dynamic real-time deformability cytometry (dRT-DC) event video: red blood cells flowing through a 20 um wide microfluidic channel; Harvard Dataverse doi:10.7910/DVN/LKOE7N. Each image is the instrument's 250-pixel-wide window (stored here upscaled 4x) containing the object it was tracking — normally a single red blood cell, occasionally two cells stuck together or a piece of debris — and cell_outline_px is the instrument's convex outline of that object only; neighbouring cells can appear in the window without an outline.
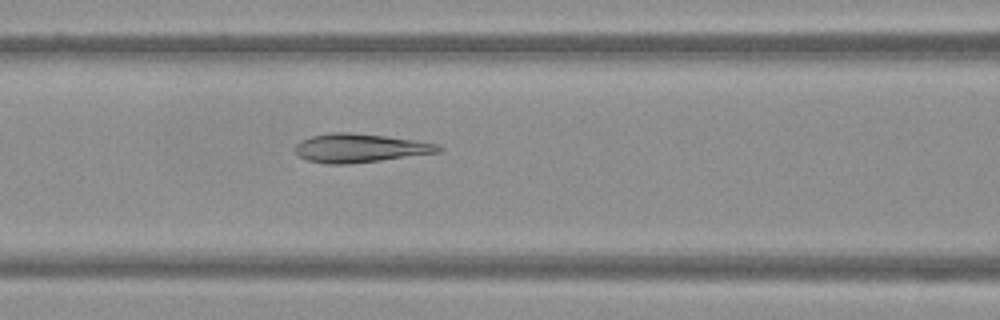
{"species": "Egyptian fruit bat (a non-hibernating species)", "species_latin": "Rousettus aegyptiacus", "temperature_condition": "warm", "stored_images_in_passage": 50, "camera_frame_rate_fps": 3000, "um_per_image_px": 0.085, "frame": {"image": 1, "passage_image": 21, "time_ms": 6.667, "image_size_px": [1000, 320], "cell_outline_px": [[444, 148], [440, 152], [380, 160], [348, 164], [324, 164], [308, 160], [300, 156], [296, 152], [296, 144], [300, 140], [312, 136], [328, 132], [348, 132], [384, 136], [440, 144]], "centroid_in_image_um": [30.58, 12.58], "position_along_channel_um": 136.0, "area_um2": 23.81}}
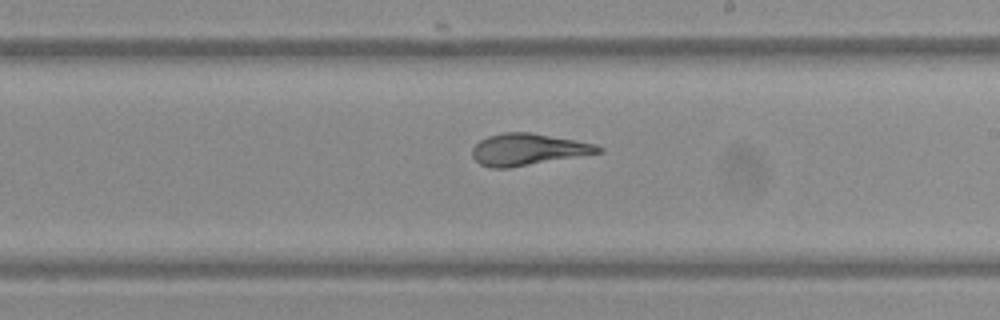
{"frame": {"image": 2, "passage_image": 29, "time_ms": 9.333, "image_size_px": [1000, 320], "cell_outline_px": [[604, 152], [508, 168], [492, 168], [480, 164], [472, 156], [472, 148], [480, 140], [488, 136], [504, 132], [532, 132], [596, 144], [604, 148]], "centroid_in_image_um": [44.89, 12.7], "position_along_channel_um": 244.1, "area_um2": 23.29}}
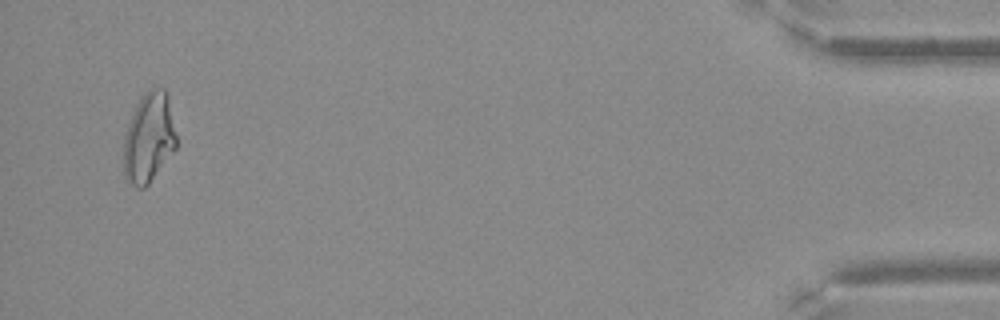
{"frame": {"image": 3, "passage_image": 48, "time_ms": 15.667, "image_size_px": [1000, 320], "cell_outline_px": [[176, 148], [148, 184], [144, 188], [136, 188], [124, 176], [124, 136], [128, 124], [136, 104], [144, 92], [148, 88], [164, 88], [168, 92], [176, 136]], "centroid_in_image_um": [12.65, 11.68], "position_along_channel_um": 422.5, "area_um2": 27.63}}